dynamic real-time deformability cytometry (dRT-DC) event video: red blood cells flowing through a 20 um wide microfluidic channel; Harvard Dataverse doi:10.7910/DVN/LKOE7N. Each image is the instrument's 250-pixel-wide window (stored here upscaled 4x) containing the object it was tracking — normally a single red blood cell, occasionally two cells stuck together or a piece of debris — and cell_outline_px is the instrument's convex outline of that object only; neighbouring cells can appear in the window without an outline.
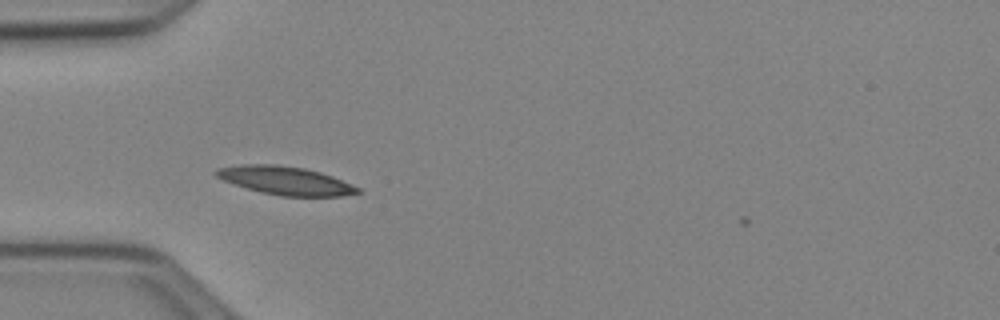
{"species": "Egyptian fruit bat (a non-hibernating species)", "species_latin": "Rousettus aegyptiacus", "temperature_condition": "cold", "stored_images_in_passage": 41, "camera_frame_rate_fps": 3000, "um_per_image_px": 0.085, "animal": {"sex": "female"}, "frame": {"image": 1, "passage_image": 6, "time_ms": 1.667, "image_size_px": [1000, 320], "cell_outline_px": [[360, 192], [340, 196], [280, 196], [260, 192], [224, 180], [216, 176], [212, 172], [216, 168], [240, 164], [276, 164], [304, 168], [320, 172], [332, 176], [360, 188]], "centroid_in_image_um": [24.23, 15.34], "position_along_channel_um": 60.8, "area_um2": 23.24}}
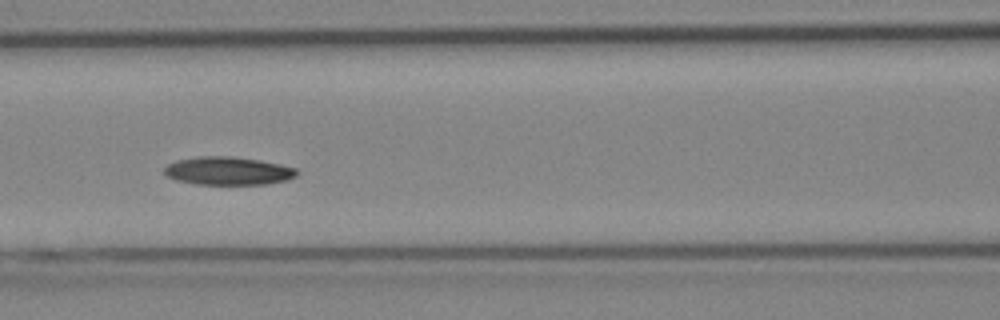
{"frame": {"image": 2, "passage_image": 13, "time_ms": 4.0, "image_size_px": [1000, 320], "cell_outline_px": [[300, 172], [296, 176], [288, 180], [268, 184], [196, 184], [176, 180], [168, 176], [164, 172], [164, 168], [168, 164], [176, 160], [196, 156], [228, 156], [260, 160], [280, 164], [296, 168]], "centroid_in_image_um": [19.41, 14.52], "position_along_channel_um": 147.2, "area_um2": 21.85}}
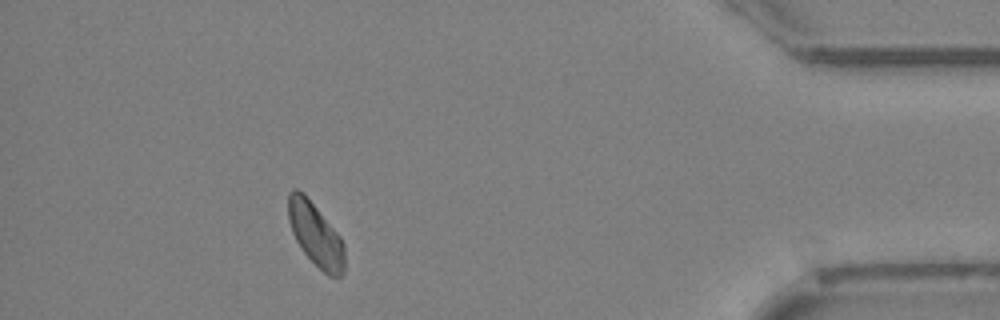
{"frame": {"image": 3, "passage_image": 37, "time_ms": 12.0, "image_size_px": [1000, 320], "cell_outline_px": [[344, 272], [340, 276], [328, 276], [304, 252], [296, 240], [292, 232], [288, 220], [288, 192], [292, 188], [296, 188], [304, 192], [340, 236], [344, 244]], "centroid_in_image_um": [26.81, 19.89], "position_along_channel_um": 408.4, "area_um2": 20.69}, "authors_computed_cell_mechanics": {"area_um2": 21.0392, "velocity_mm_per_s": 3.882, "shape_relaxation_time_tau1_ms": 8.9557, "shape_relaxation_time_tau2_ms": null, "deformation_change_tau1": 0.1571, "deformation_change_tau2": null}}